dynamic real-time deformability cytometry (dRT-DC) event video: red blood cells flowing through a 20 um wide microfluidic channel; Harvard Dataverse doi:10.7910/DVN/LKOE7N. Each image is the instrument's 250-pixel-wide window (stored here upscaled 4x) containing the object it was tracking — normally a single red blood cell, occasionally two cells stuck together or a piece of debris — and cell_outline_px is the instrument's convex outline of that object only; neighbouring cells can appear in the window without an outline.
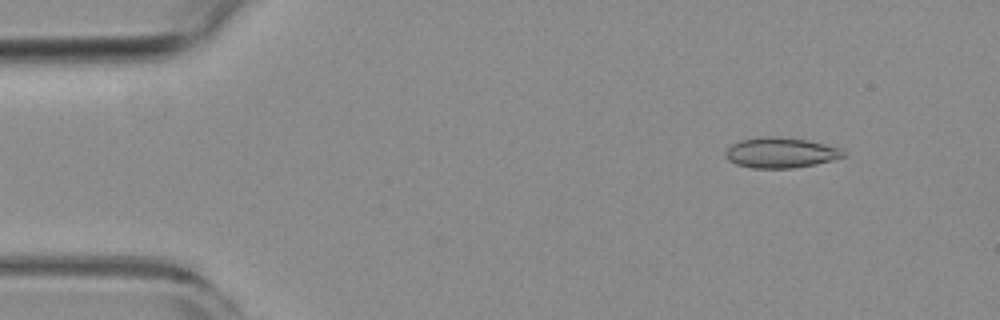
{"species": "common noctule bat (a hibernating species)", "species_latin": "Nyctalus noctula", "temperature_condition": "room temperature", "stored_images_in_passage": 55, "camera_frame_rate_fps": 3000, "um_per_image_px": 0.085, "animal": {"sex": "female", "body_mass_g": 19.3, "forearm_length_mm": 54.1}, "frame": {"image": 1, "passage_image": 6, "time_ms": 1.667, "image_size_px": [1000, 320], "cell_outline_px": [[844, 156], [832, 160], [816, 164], [792, 168], [752, 168], [736, 164], [728, 160], [724, 156], [724, 152], [732, 144], [740, 140], [756, 136], [776, 136], [808, 140], [840, 148], [844, 152]], "centroid_in_image_um": [66.3, 12.97], "position_along_channel_um": 18.7, "area_um2": 20.98}}
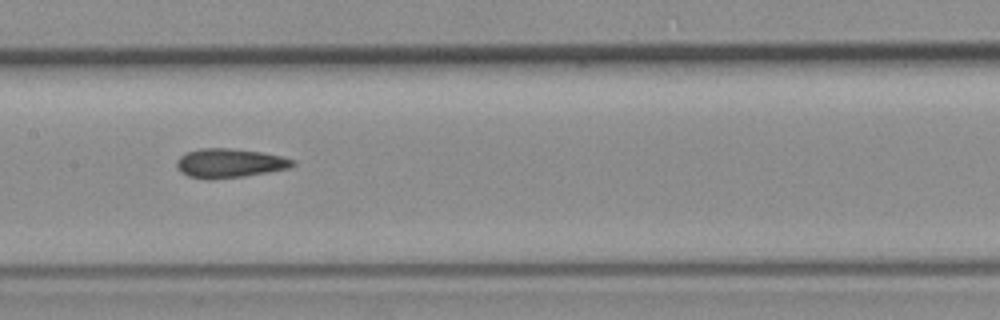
{"frame": {"image": 2, "passage_image": 27, "time_ms": 8.667, "image_size_px": [1000, 320], "cell_outline_px": [[296, 164], [288, 168], [268, 172], [244, 176], [212, 180], [208, 180], [188, 176], [180, 172], [176, 168], [176, 160], [184, 152], [200, 148], [228, 148], [260, 152], [280, 156], [296, 160]], "centroid_in_image_um": [19.46, 13.87], "position_along_channel_um": 187.9, "area_um2": 19.88}}
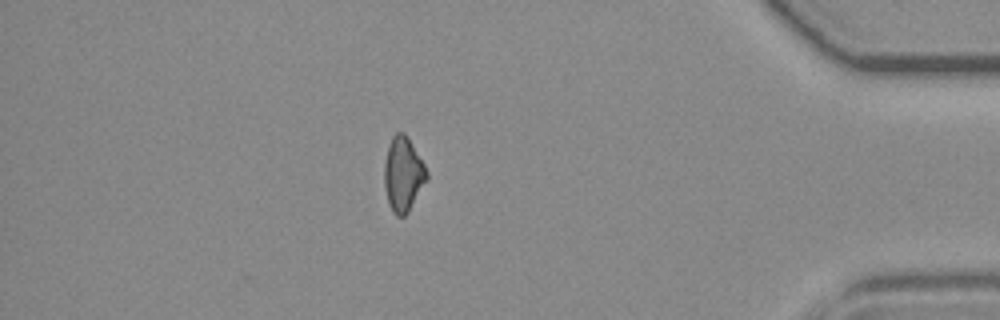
{"frame": {"image": 3, "passage_image": 48, "time_ms": 15.667, "image_size_px": [1000, 320], "cell_outline_px": [[428, 180], [408, 212], [404, 216], [396, 216], [392, 212], [388, 204], [384, 188], [384, 160], [388, 144], [392, 136], [396, 132], [404, 132], [408, 136], [424, 164], [428, 172]], "centroid_in_image_um": [34.26, 14.81], "position_along_channel_um": 400.9, "area_um2": 18.84}, "authors_computed_cell_mechanics": {"area_um2": 19.4208, "velocity_mm_per_s": 3.6847, "shape_relaxation_time_tau1_ms": null, "shape_relaxation_time_tau2_ms": 6.5688, "deformation_change_tau1": null, "deformation_change_tau2": 0.1264}}